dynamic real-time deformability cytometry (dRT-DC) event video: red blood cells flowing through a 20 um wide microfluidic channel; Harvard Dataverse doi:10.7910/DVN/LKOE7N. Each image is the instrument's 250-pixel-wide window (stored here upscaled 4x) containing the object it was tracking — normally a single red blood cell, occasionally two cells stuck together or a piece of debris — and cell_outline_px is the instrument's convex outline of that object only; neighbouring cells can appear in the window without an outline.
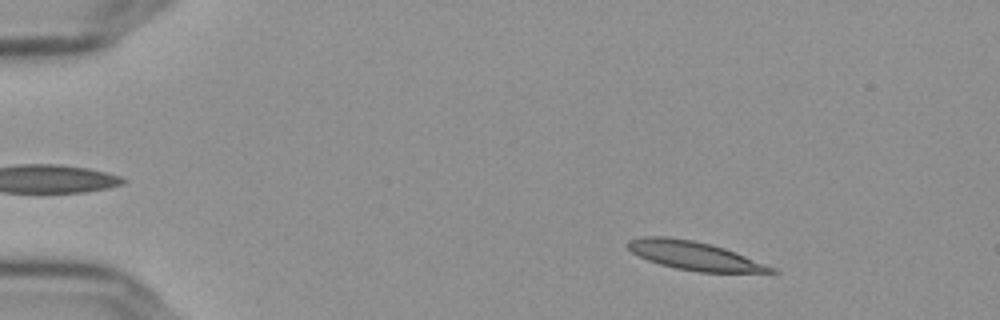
{"species": "Egyptian fruit bat (a non-hibernating species)", "species_latin": "Rousettus aegyptiacus", "temperature_condition": "cold", "stored_images_in_passage": 55, "camera_frame_rate_fps": 3000, "um_per_image_px": 0.085, "frame": {"image": 1, "passage_image": 7, "time_ms": 2.0, "image_size_px": [1000, 320], "cell_outline_px": [[772, 272], [708, 272], [680, 268], [664, 264], [652, 260], [636, 252], [628, 244], [636, 240], [684, 240], [704, 244], [720, 248], [732, 252], [768, 268]], "centroid_in_image_um": [59.09, 21.8], "position_along_channel_um": 25.9, "area_um2": 20.06}}
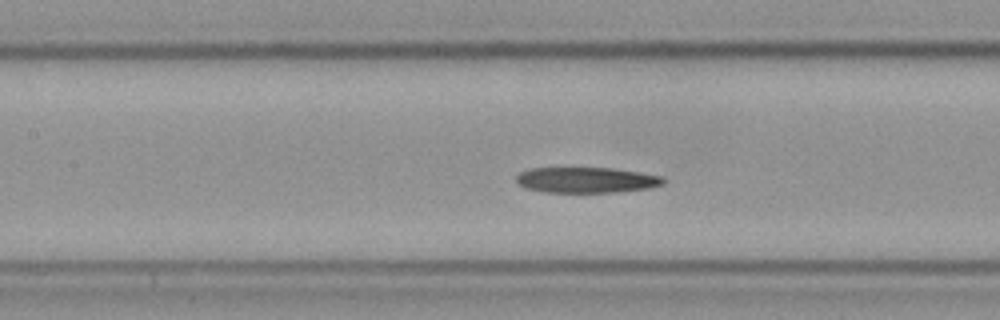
{"frame": {"image": 2, "passage_image": 25, "time_ms": 8.0, "image_size_px": [1000, 320], "cell_outline_px": [[660, 180], [656, 184], [636, 188], [596, 192], [564, 192], [536, 188], [524, 184], [520, 180], [520, 176], [524, 172], [540, 168], [604, 168], [632, 172], [652, 176]], "centroid_in_image_um": [49.75, 15.27], "position_along_channel_um": 157.7, "area_um2": 19.07}}
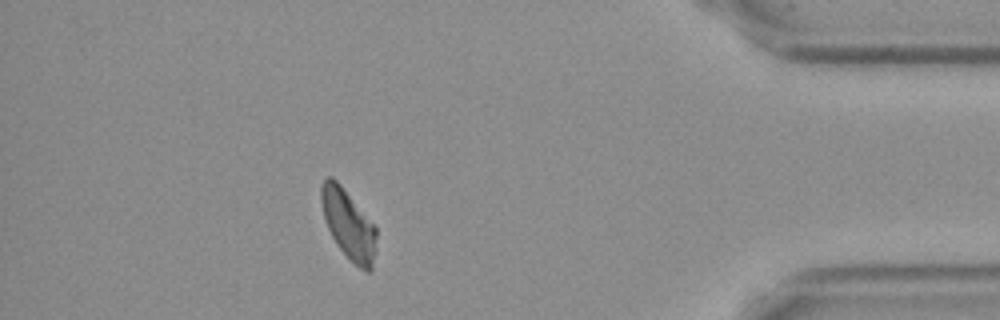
{"frame": {"image": 3, "passage_image": 49, "time_ms": 16.0, "image_size_px": [1000, 320], "cell_outline_px": [[376, 232], [368, 268], [364, 268], [356, 264], [344, 252], [336, 240], [328, 224], [324, 212], [324, 180], [332, 180], [344, 192], [376, 228]], "centroid_in_image_um": [29.64, 19.11], "position_along_channel_um": 405.6, "area_um2": 18.79}, "authors_computed_cell_mechanics": {"area_um2": 19.5364, "velocity_mm_per_s": 3.6067, "shape_relaxation_time_tau1_ms": null, "shape_relaxation_time_tau2_ms": 5.7924, "deformation_change_tau1": null, "deformation_change_tau2": 0.1413}}